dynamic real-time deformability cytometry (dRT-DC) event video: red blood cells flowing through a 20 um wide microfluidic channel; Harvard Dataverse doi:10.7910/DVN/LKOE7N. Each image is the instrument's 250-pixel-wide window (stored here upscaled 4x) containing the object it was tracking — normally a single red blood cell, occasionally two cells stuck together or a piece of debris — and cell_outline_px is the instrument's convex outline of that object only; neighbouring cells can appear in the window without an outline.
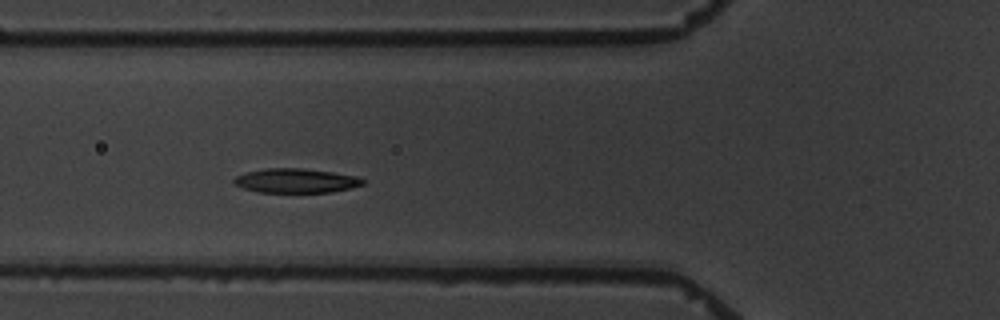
{"species": "common noctule bat (a hibernating species)", "species_latin": "Nyctalus noctula", "temperature_condition": "warm", "stored_images_in_passage": 6, "camera_frame_rate_fps": 3000, "um_per_image_px": 0.085, "animal": {"sex": "male", "body_mass_g": 19.5, "forearm_length_mm": 54.6}, "frame": {"image": 1, "passage_image": 4, "time_ms": 3.667, "image_size_px": [1000, 320], "cell_outline_px": [[364, 184], [352, 188], [332, 192], [260, 192], [244, 188], [232, 184], [232, 180], [236, 176], [244, 172], [268, 168], [300, 168], [332, 172], [356, 176], [364, 180]], "centroid_in_image_um": [25.13, 15.36], "position_along_channel_um": 100.7, "area_um2": 18.26}}
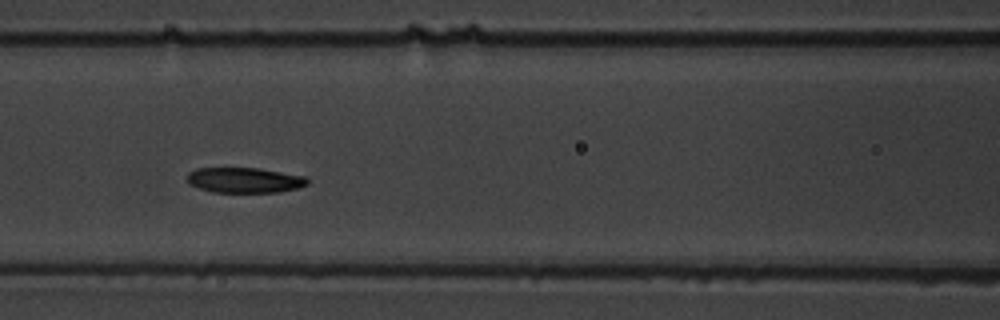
{"frame": {"image": 2, "passage_image": 5, "time_ms": 5.0, "image_size_px": [1000, 320], "cell_outline_px": [[308, 184], [296, 188], [280, 192], [212, 192], [188, 184], [188, 172], [196, 168], [260, 168], [304, 176], [308, 180]], "centroid_in_image_um": [20.77, 15.31], "position_along_channel_um": 145.8, "area_um2": 17.69}}
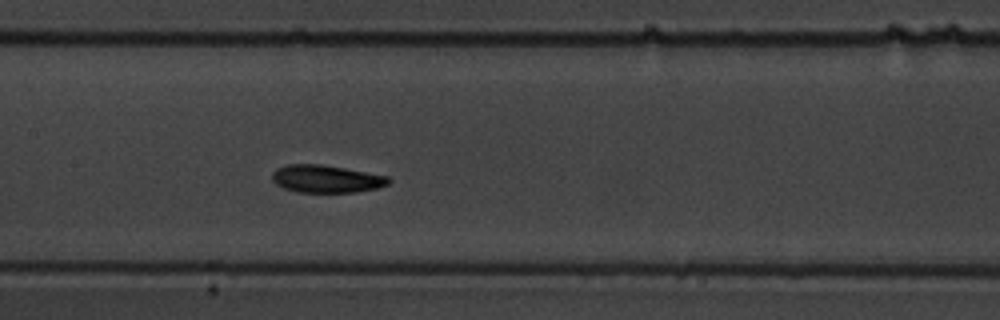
{"frame": {"image": 3, "passage_image": 6, "time_ms": 6.0, "image_size_px": [1000, 320], "cell_outline_px": [[392, 180], [388, 184], [376, 188], [356, 192], [296, 192], [284, 188], [276, 184], [272, 180], [272, 172], [276, 168], [284, 164], [320, 164], [344, 168], [388, 176]], "centroid_in_image_um": [27.7, 15.2], "position_along_channel_um": 179.7, "area_um2": 18.79}}